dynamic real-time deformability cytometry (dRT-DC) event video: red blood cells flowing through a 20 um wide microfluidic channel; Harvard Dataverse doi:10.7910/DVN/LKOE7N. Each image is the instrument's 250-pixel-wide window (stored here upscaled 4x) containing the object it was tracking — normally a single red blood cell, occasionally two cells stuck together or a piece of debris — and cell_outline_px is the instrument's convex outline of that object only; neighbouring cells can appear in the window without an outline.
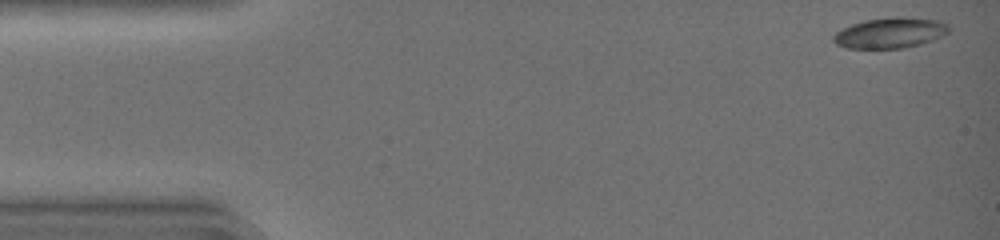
{"species": "common noctule bat (a hibernating species)", "species_latin": "Nyctalus noctula", "temperature_condition": "warm", "stored_images_in_passage": 41, "camera_frame_rate_fps": 3000, "um_per_image_px": 0.085, "animal": {"sex": "female", "body_mass_g": 19.0, "forearm_length_mm": 51.5}, "frame": {"image": 1, "passage_image": 1, "time_ms": 0.0, "image_size_px": [1000, 240], "cell_outline_px": [[948, 32], [932, 40], [920, 44], [900, 48], [848, 48], [836, 44], [832, 40], [832, 36], [840, 28], [864, 20], [892, 16], [900, 16], [940, 20], [948, 24]], "centroid_in_image_um": [75.63, 2.77], "position_along_channel_um": 9.4, "area_um2": 20.63}}
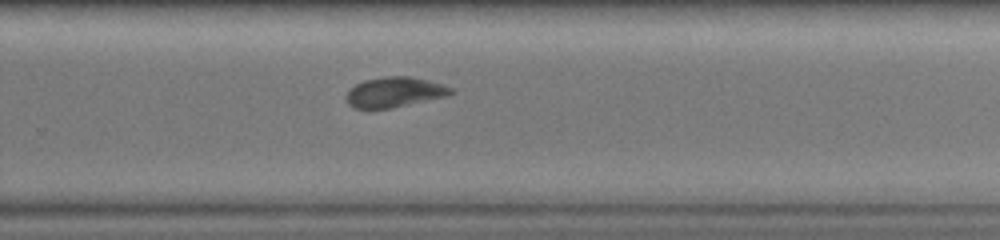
{"frame": {"image": 2, "passage_image": 29, "time_ms": 9.333, "image_size_px": [1000, 240], "cell_outline_px": [[456, 92], [448, 96], [392, 108], [352, 108], [348, 104], [344, 96], [356, 84], [364, 80], [384, 76], [408, 76], [428, 80], [452, 88]], "centroid_in_image_um": [33.54, 7.83], "position_along_channel_um": 296.3, "area_um2": 18.44}}
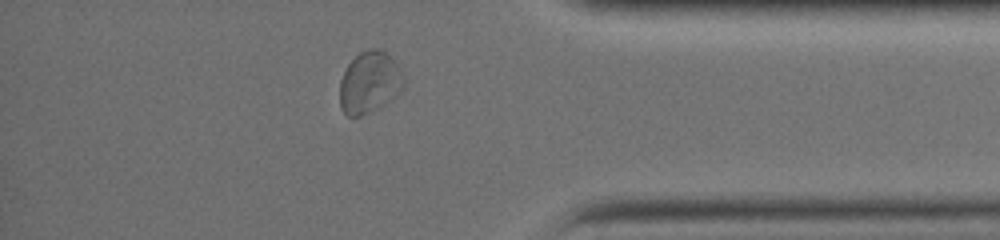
{"frame": {"image": 3, "passage_image": 37, "time_ms": 12.0, "image_size_px": [1000, 240], "cell_outline_px": [[404, 88], [392, 100], [380, 108], [372, 112], [360, 116], [348, 116], [340, 108], [340, 80], [348, 64], [360, 52], [368, 48], [376, 48], [384, 52], [400, 64], [404, 76]], "centroid_in_image_um": [31.45, 7.02], "position_along_channel_um": 403.8, "area_um2": 23.47}, "authors_computed_cell_mechanics": {"area_um2": 19.4208, "velocity_mm_per_s": 4.3857, "shape_relaxation_time_tau1_ms": 5.3108, "shape_relaxation_time_tau2_ms": 3.9781, "deformation_change_tau1": 0.1467, "deformation_change_tau2": 0.0834}}